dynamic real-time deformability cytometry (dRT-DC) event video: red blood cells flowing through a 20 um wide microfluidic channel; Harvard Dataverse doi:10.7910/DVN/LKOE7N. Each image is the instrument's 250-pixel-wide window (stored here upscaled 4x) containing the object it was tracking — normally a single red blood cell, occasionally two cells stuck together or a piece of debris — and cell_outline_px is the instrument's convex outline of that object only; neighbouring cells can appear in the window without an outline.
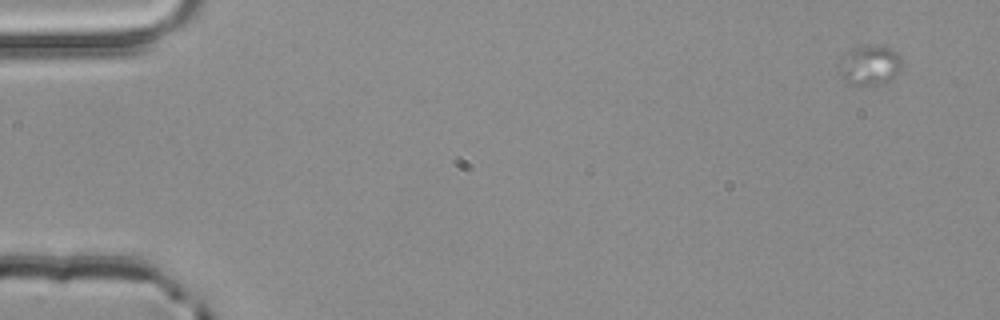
{"species": "common noctule bat (a hibernating species)", "species_latin": "Nyctalus noctula", "temperature_condition": "room temperature", "stored_images_in_passage": 4, "camera_frame_rate_fps": 3000, "um_per_image_px": 0.085, "animal": {"sex": "male", "body_mass_g": 20.4}, "frame": {"image": 1, "passage_image": 1, "time_ms": 0.0, "image_size_px": [1000, 320], "cell_outline_px": [[900, 72], [892, 80], [884, 84], [856, 88], [848, 84], [836, 64], [836, 60], [852, 48], [860, 44], [876, 44], [888, 48], [896, 52], [900, 56]], "centroid_in_image_um": [73.87, 5.56], "position_along_channel_um": 11.1, "area_um2": 15.49}}